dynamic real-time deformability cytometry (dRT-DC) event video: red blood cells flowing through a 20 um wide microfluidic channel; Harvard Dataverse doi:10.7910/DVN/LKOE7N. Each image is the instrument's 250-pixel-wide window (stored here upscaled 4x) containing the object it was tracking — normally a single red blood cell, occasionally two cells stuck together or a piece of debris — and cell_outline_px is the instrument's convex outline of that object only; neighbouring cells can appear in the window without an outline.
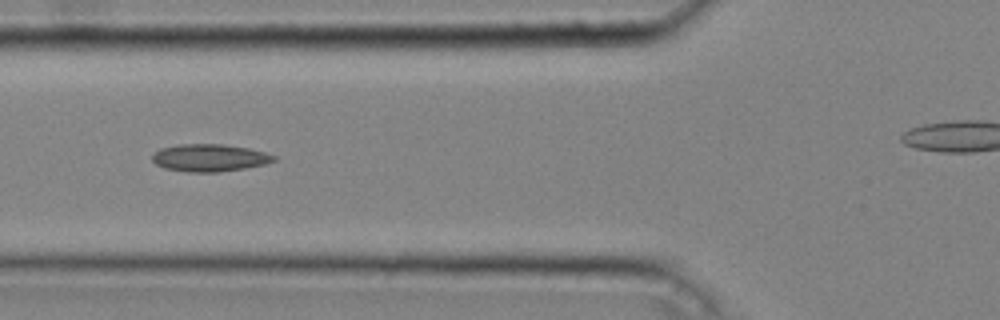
{"species": "common noctule bat (a hibernating species)", "species_latin": "Nyctalus noctula", "temperature_condition": "cold", "stored_images_in_passage": 37, "camera_frame_rate_fps": 3000, "um_per_image_px": 0.085, "animal": {"sex": "male", "body_mass_g": 20.4}, "frame": {"image": 1, "passage_image": 14, "time_ms": 4.333, "image_size_px": [1000, 320], "cell_outline_px": [[276, 160], [264, 164], [244, 168], [216, 172], [188, 172], [164, 168], [156, 164], [152, 160], [152, 156], [160, 148], [176, 144], [224, 144], [248, 148], [264, 152], [276, 156]], "centroid_in_image_um": [17.79, 13.4], "position_along_channel_um": 108.0, "area_um2": 19.36}}
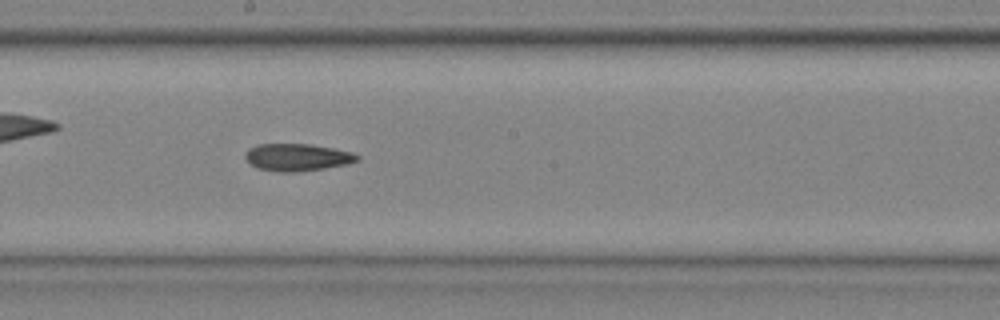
{"frame": {"image": 2, "passage_image": 22, "time_ms": 7.0, "image_size_px": [1000, 320], "cell_outline_px": [[360, 160], [348, 164], [324, 168], [296, 172], [280, 172], [256, 168], [244, 156], [244, 152], [248, 148], [256, 144], [308, 144], [332, 148], [352, 152], [360, 156]], "centroid_in_image_um": [25.26, 13.37], "position_along_channel_um": 222.9, "area_um2": 17.86}}
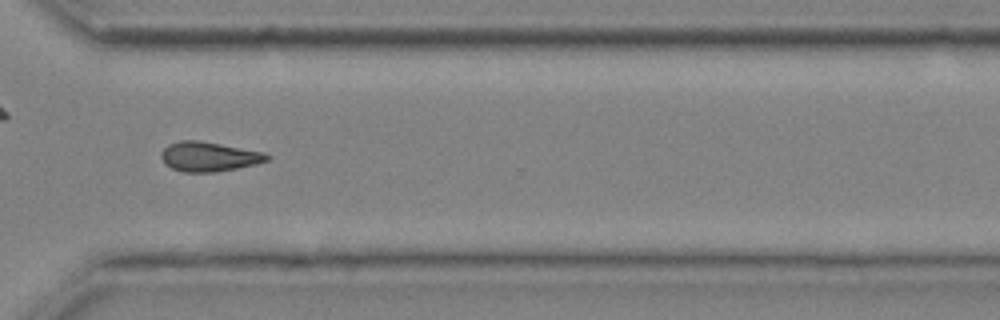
{"frame": {"image": 3, "passage_image": 31, "time_ms": 10.0, "image_size_px": [1000, 320], "cell_outline_px": [[272, 156], [268, 160], [256, 164], [216, 172], [184, 172], [172, 168], [160, 156], [160, 152], [168, 144], [180, 140], [200, 140], [264, 152]], "centroid_in_image_um": [17.77, 13.3], "position_along_channel_um": 352.8, "area_um2": 18.21}}